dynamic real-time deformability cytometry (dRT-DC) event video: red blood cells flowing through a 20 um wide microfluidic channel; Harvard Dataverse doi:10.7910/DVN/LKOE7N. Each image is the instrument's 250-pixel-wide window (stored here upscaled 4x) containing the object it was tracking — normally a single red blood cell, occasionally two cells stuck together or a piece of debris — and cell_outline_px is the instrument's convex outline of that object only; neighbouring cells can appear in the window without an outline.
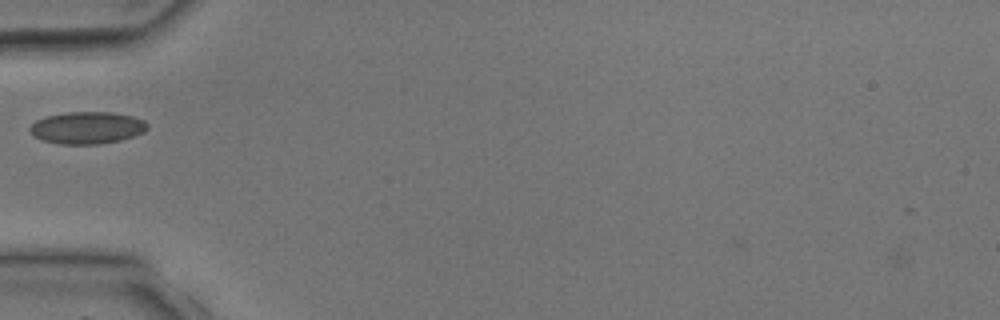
{"species": "common noctule bat (a hibernating species)", "species_latin": "Nyctalus noctula", "temperature_condition": "room temperature", "stored_images_in_passage": 1, "camera_frame_rate_fps": 3000, "um_per_image_px": 0.085, "animal": {"sex": "male", "body_mass_g": 17.9, "forearm_length_mm": 54.2}, "frame": {"image": 1, "passage_image": 1, "time_ms": 0.0, "image_size_px": [1000, 320], "cell_outline_px": [[148, 128], [144, 132], [120, 140], [100, 144], [60, 144], [40, 140], [28, 128], [36, 120], [44, 116], [68, 112], [112, 112], [132, 116], [144, 120], [148, 124]], "centroid_in_image_um": [7.4, 10.85], "position_along_channel_um": 77.6, "area_um2": 22.02}}